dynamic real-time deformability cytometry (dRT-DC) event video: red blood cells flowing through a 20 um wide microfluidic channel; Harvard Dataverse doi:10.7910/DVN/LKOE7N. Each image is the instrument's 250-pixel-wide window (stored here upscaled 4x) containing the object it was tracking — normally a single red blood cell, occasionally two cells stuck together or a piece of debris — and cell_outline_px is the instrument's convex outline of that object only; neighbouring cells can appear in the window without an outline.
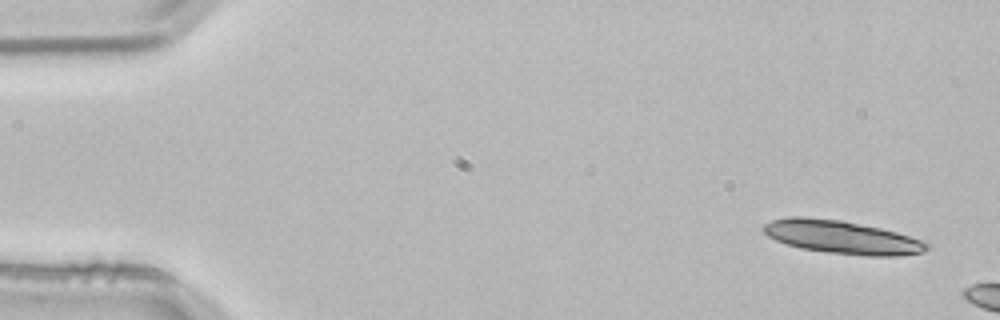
{"species": "common noctule bat (a hibernating species)", "species_latin": "Nyctalus noctula", "temperature_condition": "room temperature", "stored_images_in_passage": 2, "camera_frame_rate_fps": 3000, "um_per_image_px": 0.085, "animal": {"sex": "male", "body_mass_g": 21.5, "forearm_length_mm": 52.0}, "frame": {"image": 1, "passage_image": 1, "time_ms": 0.0, "image_size_px": [1000, 320], "cell_outline_px": [[932, 248], [924, 252], [896, 256], [864, 256], [828, 252], [800, 248], [776, 240], [768, 236], [760, 228], [764, 224], [772, 220], [788, 216], [800, 216], [844, 220], [880, 228], [896, 232], [932, 244]], "centroid_in_image_um": [71.57, 20.15], "position_along_channel_um": 13.4, "area_um2": 31.79}}